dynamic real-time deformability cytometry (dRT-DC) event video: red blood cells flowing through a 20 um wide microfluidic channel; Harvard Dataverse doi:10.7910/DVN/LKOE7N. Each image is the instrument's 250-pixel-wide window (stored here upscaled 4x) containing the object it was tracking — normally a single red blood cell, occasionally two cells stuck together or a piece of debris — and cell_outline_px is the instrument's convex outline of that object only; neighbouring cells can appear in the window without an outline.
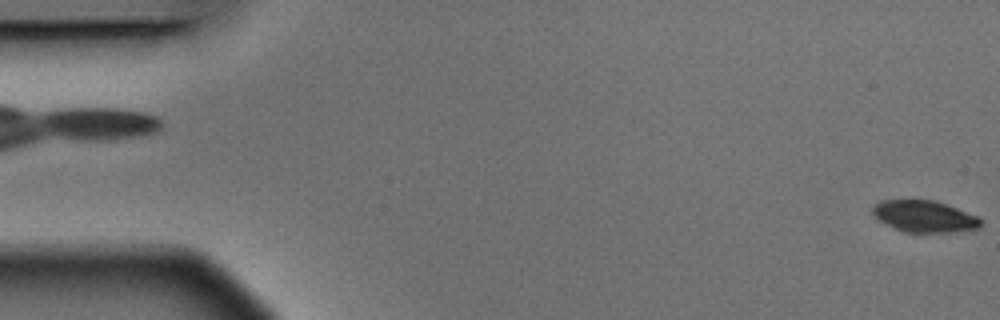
{"species": "Egyptian fruit bat (a non-hibernating species)", "species_latin": "Rousettus aegyptiacus", "temperature_condition": "warm", "stored_images_in_passage": 5, "camera_frame_rate_fps": 3000, "um_per_image_px": 0.085, "animal": {"sex": "male"}, "frame": {"image": 1, "passage_image": 5, "time_ms": 1.333, "image_size_px": [1000, 320], "cell_outline_px": [[984, 224], [980, 228], [956, 232], [908, 232], [892, 228], [884, 224], [872, 212], [872, 208], [880, 200], [904, 196], [936, 200], [948, 204], [980, 216], [984, 220]], "centroid_in_image_um": [78.61, 18.33], "position_along_channel_um": 6.4, "area_um2": 21.15}}